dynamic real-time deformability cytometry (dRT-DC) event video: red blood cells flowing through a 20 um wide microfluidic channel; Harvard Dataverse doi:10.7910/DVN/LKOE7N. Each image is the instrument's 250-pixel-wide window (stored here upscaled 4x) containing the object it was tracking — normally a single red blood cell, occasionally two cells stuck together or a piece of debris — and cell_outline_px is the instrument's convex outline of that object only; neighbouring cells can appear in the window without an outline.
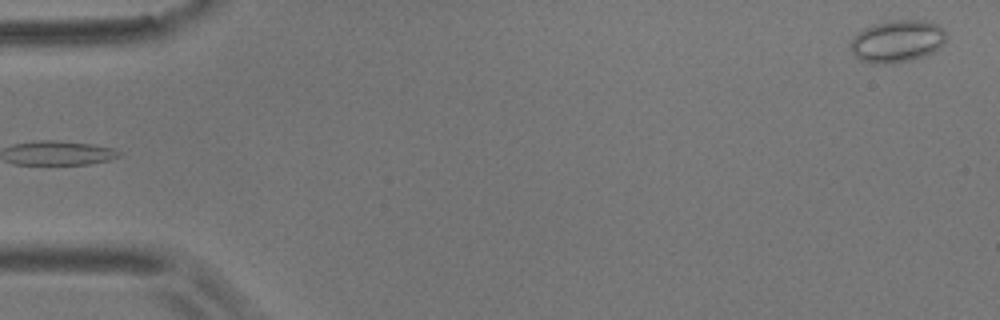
{"species": "common noctule bat (a hibernating species)", "species_latin": "Nyctalus noctula", "temperature_condition": "room temperature", "stored_images_in_passage": 5, "segment_of_instrument_passage": [2, 2], "camera_frame_rate_fps": 3000, "um_per_image_px": 0.085, "animal": {"sex": "male", "body_mass_g": 17.9}, "frame": {"image": 1, "passage_image": 5, "time_ms": 1.333, "image_size_px": [1000, 320], "cell_outline_px": [[948, 36], [932, 52], [924, 56], [892, 64], [876, 64], [860, 60], [852, 52], [852, 40], [864, 28], [872, 24], [892, 20], [924, 20], [936, 24], [944, 28]], "centroid_in_image_um": [76.28, 3.49], "position_along_channel_um": 8.7, "area_um2": 23.29}}